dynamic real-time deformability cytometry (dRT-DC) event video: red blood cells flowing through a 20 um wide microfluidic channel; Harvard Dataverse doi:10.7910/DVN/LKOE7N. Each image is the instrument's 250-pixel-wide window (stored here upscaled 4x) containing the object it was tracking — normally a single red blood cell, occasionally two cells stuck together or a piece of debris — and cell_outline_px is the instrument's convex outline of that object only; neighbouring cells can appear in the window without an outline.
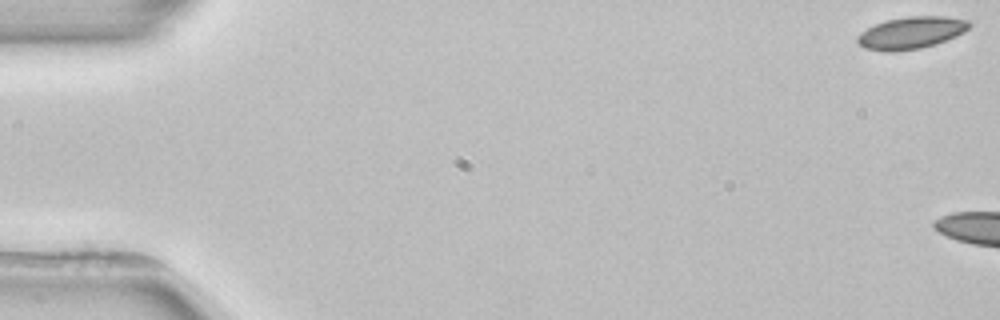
{"species": "common noctule bat (a hibernating species)", "species_latin": "Nyctalus noctula", "temperature_condition": "room temperature", "stored_images_in_passage": 6, "camera_frame_rate_fps": 3000, "um_per_image_px": 0.085, "animal": {"sex": "female", "body_mass_g": 22.7, "forearm_length_mm": 54.2}, "frame": {"image": 1, "passage_image": 1, "time_ms": 0.0, "image_size_px": [1000, 320], "cell_outline_px": [[972, 24], [964, 32], [956, 36], [936, 44], [920, 48], [892, 52], [884, 52], [864, 48], [856, 40], [856, 36], [860, 32], [876, 24], [888, 20], [908, 16], [944, 16], [972, 20]], "centroid_in_image_um": [77.47, 2.79], "position_along_channel_um": 7.5, "area_um2": 21.04}}
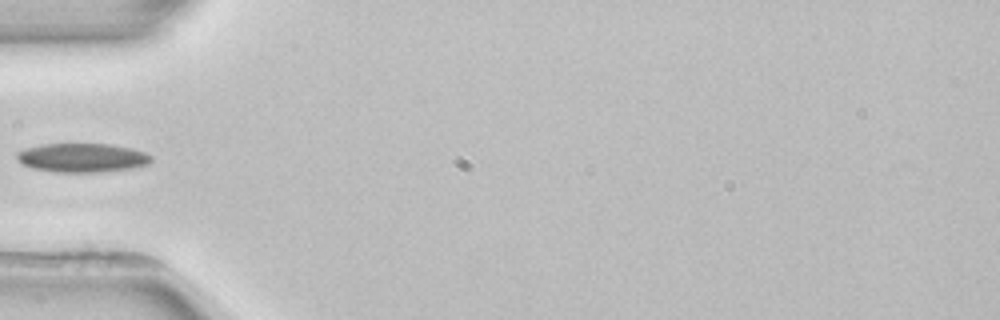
{"frame": {"image": 2, "passage_image": 6, "time_ms": 7.667, "image_size_px": [1000, 320], "cell_outline_px": [[152, 160], [148, 164], [132, 168], [96, 172], [56, 172], [32, 168], [24, 164], [16, 156], [16, 152], [24, 148], [40, 144], [108, 144], [132, 148], [144, 152], [152, 156]], "centroid_in_image_um": [6.98, 13.4], "position_along_channel_um": 78.0, "area_um2": 22.6}}